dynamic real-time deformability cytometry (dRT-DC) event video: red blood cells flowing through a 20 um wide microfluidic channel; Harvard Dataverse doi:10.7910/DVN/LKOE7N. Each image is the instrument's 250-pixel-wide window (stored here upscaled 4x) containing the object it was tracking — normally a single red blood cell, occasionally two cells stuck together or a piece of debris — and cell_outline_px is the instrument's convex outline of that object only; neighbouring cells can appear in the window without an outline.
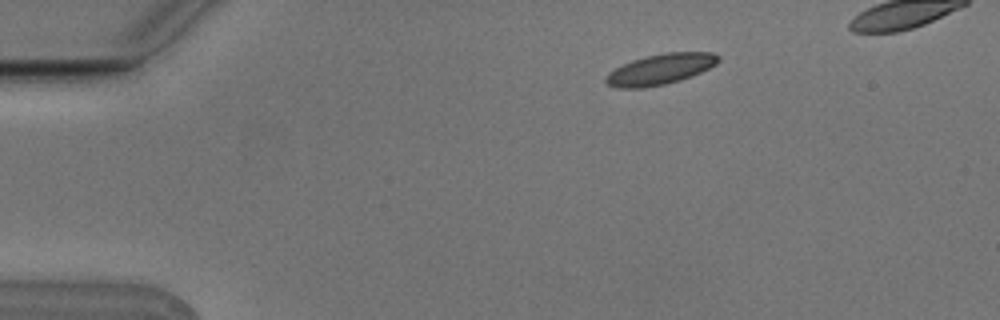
{"species": "Egyptian fruit bat (a non-hibernating species)", "species_latin": "Rousettus aegyptiacus", "temperature_condition": "cold", "stored_images_in_passage": 3, "camera_frame_rate_fps": 3000, "um_per_image_px": 0.085, "animal": {"sex": "male"}, "frame": {"image": 1, "passage_image": 1, "time_ms": 0.0, "image_size_px": [1000, 320], "cell_outline_px": [[720, 60], [716, 64], [700, 72], [680, 80], [664, 84], [644, 88], [616, 88], [608, 84], [604, 80], [604, 76], [608, 72], [632, 60], [664, 52], [712, 52], [720, 56]], "centroid_in_image_um": [56.11, 5.88], "position_along_channel_um": 28.9, "area_um2": 20.0}}